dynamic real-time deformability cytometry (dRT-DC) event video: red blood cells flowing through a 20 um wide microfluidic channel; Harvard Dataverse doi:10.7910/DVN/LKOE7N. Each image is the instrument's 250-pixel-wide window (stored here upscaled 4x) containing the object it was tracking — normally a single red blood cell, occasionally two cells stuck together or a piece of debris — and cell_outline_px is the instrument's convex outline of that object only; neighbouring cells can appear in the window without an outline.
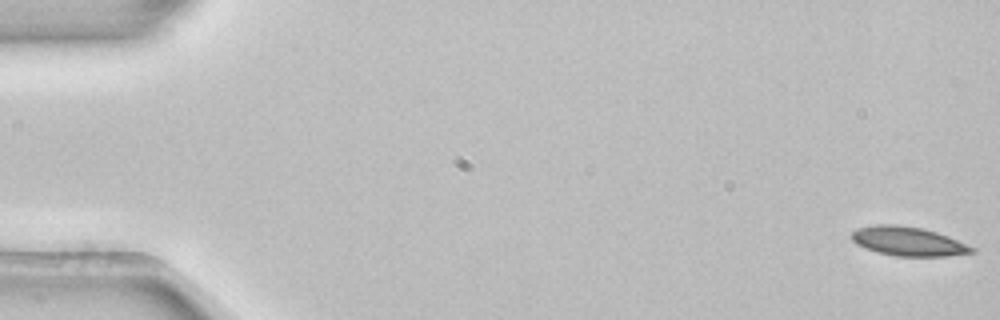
{"species": "common noctule bat (a hibernating species)", "species_latin": "Nyctalus noctula", "temperature_condition": "room temperature", "stored_images_in_passage": 53, "camera_frame_rate_fps": 3000, "um_per_image_px": 0.085, "animal": {"sex": "female", "body_mass_g": 22.7, "forearm_length_mm": 54.2}, "frame": {"image": 1, "passage_image": 1, "time_ms": 0.0, "image_size_px": [1000, 320], "cell_outline_px": [[976, 252], [944, 256], [896, 256], [880, 252], [856, 244], [852, 240], [852, 232], [860, 228], [876, 224], [896, 224], [920, 228], [936, 232], [948, 236], [976, 248]], "centroid_in_image_um": [77.23, 20.51], "position_along_channel_um": 7.8, "area_um2": 20.06}}
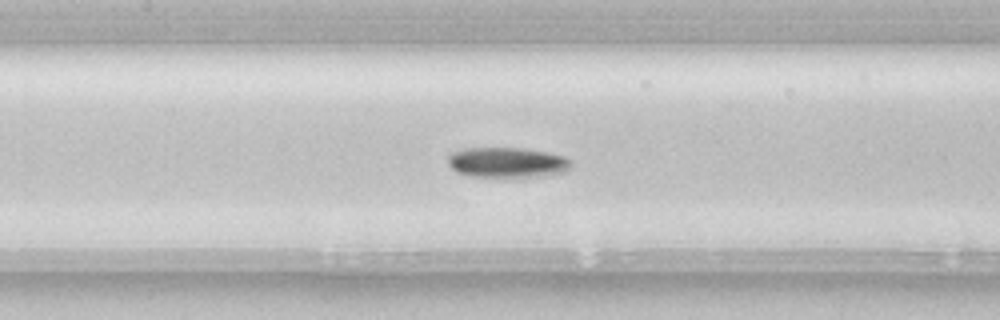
{"frame": {"image": 2, "passage_image": 25, "time_ms": 8.0, "image_size_px": [1000, 320], "cell_outline_px": [[572, 168], [564, 172], [544, 176], [472, 176], [456, 172], [448, 164], [448, 156], [452, 152], [464, 148], [520, 148], [548, 152], [564, 156], [572, 160]], "centroid_in_image_um": [43.14, 13.8], "position_along_channel_um": 164.3, "area_um2": 21.73}}
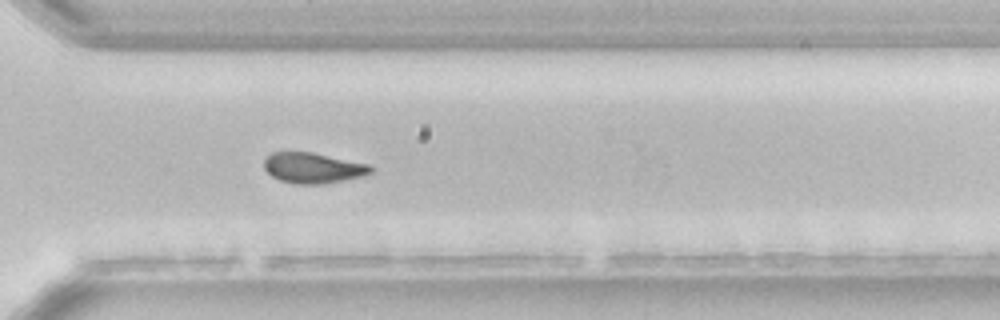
{"frame": {"image": 3, "passage_image": 39, "time_ms": 12.667, "image_size_px": [1000, 320], "cell_outline_px": [[376, 168], [372, 172], [360, 176], [344, 180], [324, 184], [292, 184], [280, 180], [272, 176], [264, 168], [264, 160], [272, 152], [312, 152], [368, 164]], "centroid_in_image_um": [26.6, 14.28], "position_along_channel_um": 344.0, "area_um2": 18.96}}